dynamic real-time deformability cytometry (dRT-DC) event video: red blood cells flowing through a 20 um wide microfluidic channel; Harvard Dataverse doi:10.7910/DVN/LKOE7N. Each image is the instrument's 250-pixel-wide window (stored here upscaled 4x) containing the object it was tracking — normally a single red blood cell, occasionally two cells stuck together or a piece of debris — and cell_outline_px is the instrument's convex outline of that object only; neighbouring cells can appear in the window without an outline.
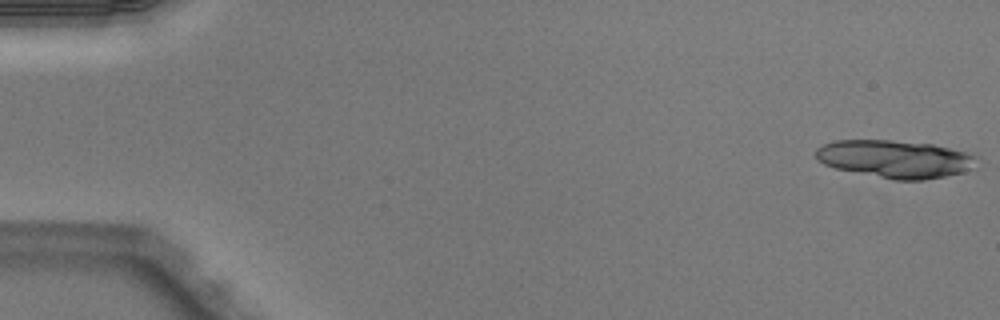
{"species": "Egyptian fruit bat (a non-hibernating species)", "species_latin": "Rousettus aegyptiacus", "temperature_condition": "warm", "stored_images_in_passage": 51, "segment_of_instrument_passage": [1, 2], "camera_frame_rate_fps": 3000, "um_per_image_px": 0.085, "animal": {"sex": "male"}, "frame": {"image": 1, "passage_image": 1, "time_ms": 0.0, "image_size_px": [1000, 320], "cell_outline_px": [[980, 156], [964, 172], [924, 180], [892, 180], [836, 168], [824, 164], [816, 156], [816, 148], [824, 144], [836, 140], [892, 140], [932, 144], [968, 152]], "centroid_in_image_um": [76.09, 13.51], "position_along_channel_um": 8.9, "area_um2": 35.2}}